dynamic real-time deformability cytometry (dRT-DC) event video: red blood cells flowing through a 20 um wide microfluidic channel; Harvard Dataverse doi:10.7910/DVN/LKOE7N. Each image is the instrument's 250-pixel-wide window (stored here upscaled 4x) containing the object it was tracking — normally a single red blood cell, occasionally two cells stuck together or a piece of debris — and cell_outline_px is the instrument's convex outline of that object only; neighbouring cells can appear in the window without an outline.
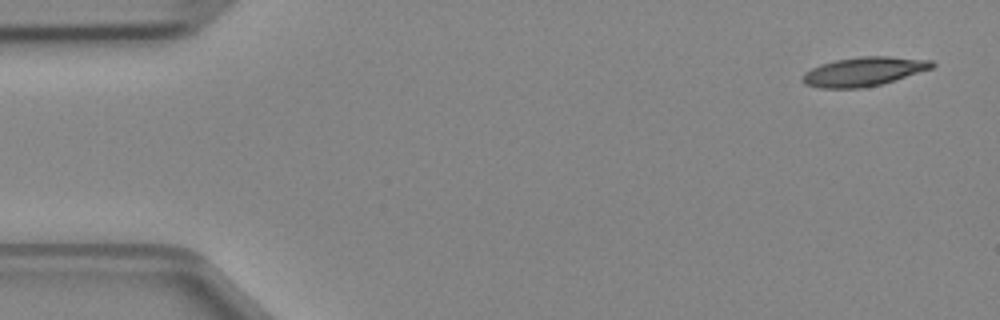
{"species": "Egyptian fruit bat (a non-hibernating species)", "species_latin": "Rousettus aegyptiacus", "temperature_condition": "cold", "stored_images_in_passage": 3, "camera_frame_rate_fps": 3000, "um_per_image_px": 0.085, "animal": {"sex": "female"}, "frame": {"image": 1, "passage_image": 1, "time_ms": 0.0, "image_size_px": [1000, 320], "cell_outline_px": [[936, 64], [932, 68], [880, 84], [860, 88], [820, 88], [804, 84], [804, 72], [820, 64], [836, 60], [860, 56], [888, 56], [932, 60]], "centroid_in_image_um": [73.41, 6.07], "position_along_channel_um": 11.6, "area_um2": 21.62}}
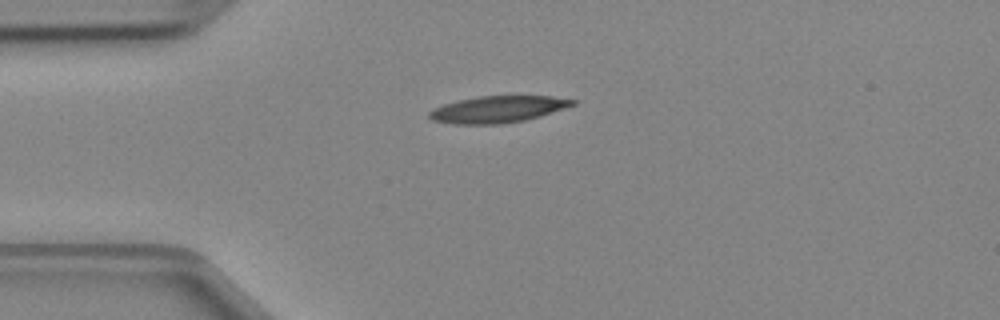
{"frame": {"image": 2, "passage_image": 3, "time_ms": 0.667, "image_size_px": [1000, 320], "cell_outline_px": [[576, 104], [540, 116], [524, 120], [504, 124], [452, 124], [432, 120], [428, 116], [428, 112], [444, 104], [460, 100], [480, 96], [552, 96], [576, 100]], "centroid_in_image_um": [42.31, 9.3], "position_along_channel_um": 42.7, "area_um2": 22.14}}